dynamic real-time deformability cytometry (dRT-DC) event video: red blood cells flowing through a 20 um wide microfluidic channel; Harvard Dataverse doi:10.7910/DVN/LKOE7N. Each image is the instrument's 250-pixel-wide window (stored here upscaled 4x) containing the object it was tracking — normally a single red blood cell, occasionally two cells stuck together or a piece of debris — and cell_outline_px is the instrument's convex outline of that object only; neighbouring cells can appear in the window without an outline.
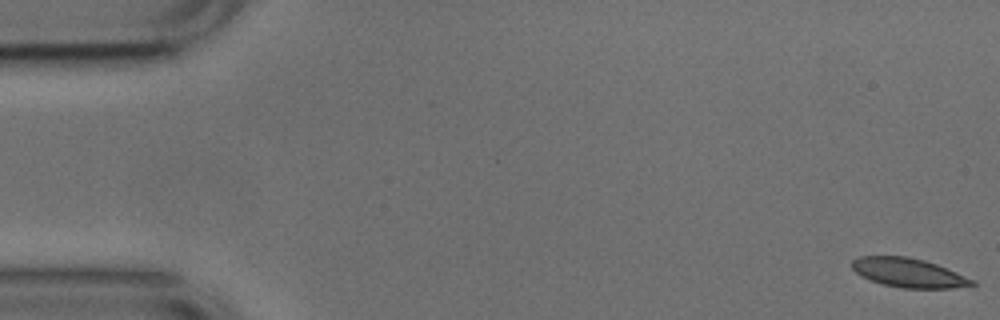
{"species": "common noctule bat (a hibernating species)", "species_latin": "Nyctalus noctula", "temperature_condition": "cold", "stored_images_in_passage": 14, "camera_frame_rate_fps": 3000, "um_per_image_px": 0.085, "animal": {"sex": "male", "body_mass_g": 17.9, "forearm_length_mm": 54.2}, "frame": {"image": 1, "passage_image": 1, "time_ms": 0.0, "image_size_px": [1000, 320], "cell_outline_px": [[980, 284], [972, 288], [904, 288], [884, 284], [860, 276], [852, 268], [852, 260], [860, 256], [908, 256], [924, 260], [936, 264], [976, 280]], "centroid_in_image_um": [77.33, 23.2], "position_along_channel_um": 7.7, "area_um2": 20.63}}
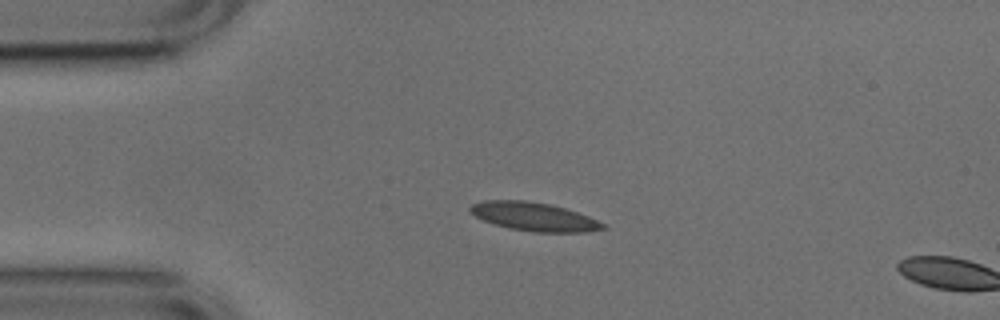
{"frame": {"image": 2, "passage_image": 12, "time_ms": 3.667, "image_size_px": [1000, 320], "cell_outline_px": [[608, 228], [588, 232], [532, 232], [508, 228], [484, 220], [468, 212], [468, 208], [472, 204], [484, 200], [524, 200], [552, 204], [588, 216], [608, 224]], "centroid_in_image_um": [45.42, 18.42], "position_along_channel_um": 39.6, "area_um2": 22.25}}